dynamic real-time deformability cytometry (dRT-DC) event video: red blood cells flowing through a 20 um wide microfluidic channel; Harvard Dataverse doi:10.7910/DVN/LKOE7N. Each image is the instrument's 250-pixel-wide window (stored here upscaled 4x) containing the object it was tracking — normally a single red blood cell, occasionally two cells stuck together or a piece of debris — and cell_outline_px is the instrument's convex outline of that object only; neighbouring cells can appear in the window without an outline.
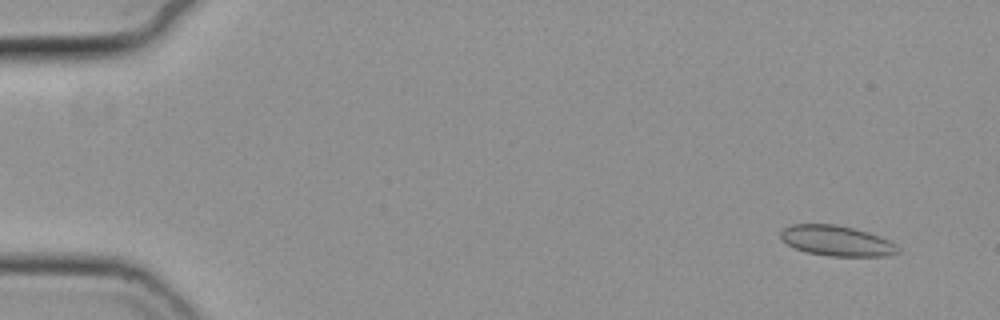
{"species": "common noctule bat (a hibernating species)", "species_latin": "Nyctalus noctula", "temperature_condition": "cold", "stored_images_in_passage": 17, "camera_frame_rate_fps": 3000, "um_per_image_px": 0.085, "animal": {"sex": "female", "body_mass_g": 19.3, "forearm_length_mm": 54.1}, "frame": {"image": 1, "passage_image": 4, "time_ms": 1.0, "image_size_px": [1000, 320], "cell_outline_px": [[900, 252], [884, 256], [828, 256], [808, 252], [796, 248], [788, 244], [780, 236], [780, 232], [784, 228], [792, 224], [836, 224], [868, 232], [880, 236], [896, 244], [900, 248]], "centroid_in_image_um": [71.15, 20.46], "position_along_channel_um": 13.9, "area_um2": 20.63}}
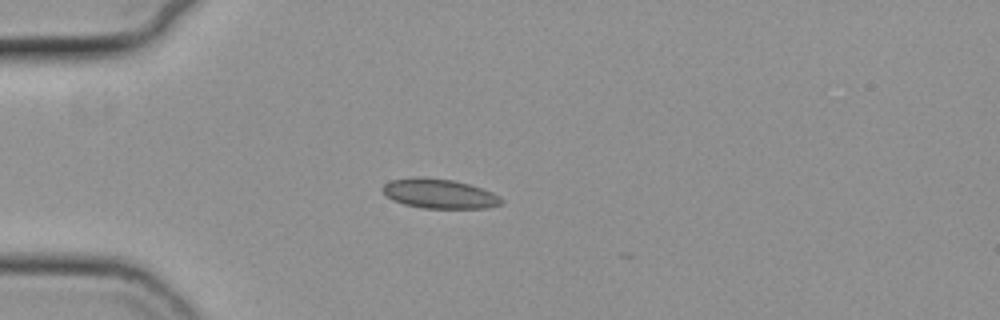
{"frame": {"image": 2, "passage_image": 16, "time_ms": 5.0, "image_size_px": [1000, 320], "cell_outline_px": [[504, 200], [500, 204], [484, 208], [424, 208], [404, 204], [392, 200], [380, 188], [384, 184], [392, 180], [412, 176], [416, 176], [452, 180], [468, 184], [492, 192], [500, 196]], "centroid_in_image_um": [37.32, 16.45], "position_along_channel_um": 47.7, "area_um2": 20.35}}